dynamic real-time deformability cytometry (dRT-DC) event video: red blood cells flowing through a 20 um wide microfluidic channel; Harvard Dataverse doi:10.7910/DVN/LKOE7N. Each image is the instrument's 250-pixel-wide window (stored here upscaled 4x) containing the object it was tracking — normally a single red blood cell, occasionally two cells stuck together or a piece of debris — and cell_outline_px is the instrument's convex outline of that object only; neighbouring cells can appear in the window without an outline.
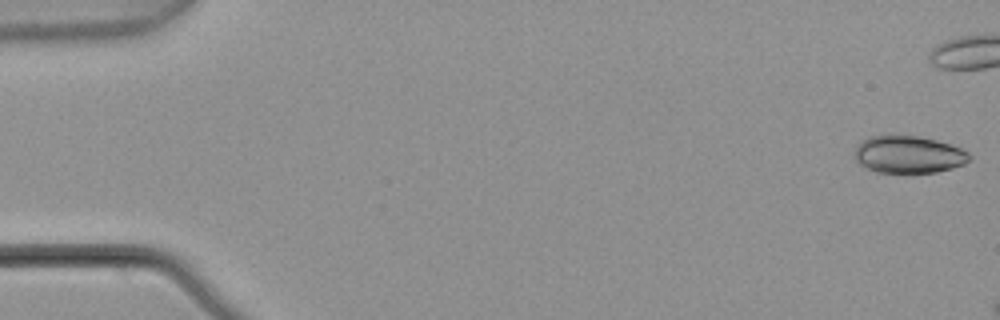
{"species": "common noctule bat (a hibernating species)", "species_latin": "Nyctalus noctula", "temperature_condition": "warm", "stored_images_in_passage": 4, "camera_frame_rate_fps": 3000, "um_per_image_px": 0.085, "animal": {"sex": "male", "body_mass_g": 21.5, "forearm_length_mm": 52.0}, "frame": {"image": 1, "passage_image": 1, "time_ms": 0.0, "image_size_px": [1000, 320], "cell_outline_px": [[972, 156], [964, 164], [952, 168], [936, 172], [876, 172], [860, 164], [856, 160], [856, 148], [860, 140], [868, 136], [892, 132], [920, 136], [936, 140], [960, 148], [968, 152]], "centroid_in_image_um": [77.19, 13.08], "position_along_channel_um": 7.8, "area_um2": 25.43}}